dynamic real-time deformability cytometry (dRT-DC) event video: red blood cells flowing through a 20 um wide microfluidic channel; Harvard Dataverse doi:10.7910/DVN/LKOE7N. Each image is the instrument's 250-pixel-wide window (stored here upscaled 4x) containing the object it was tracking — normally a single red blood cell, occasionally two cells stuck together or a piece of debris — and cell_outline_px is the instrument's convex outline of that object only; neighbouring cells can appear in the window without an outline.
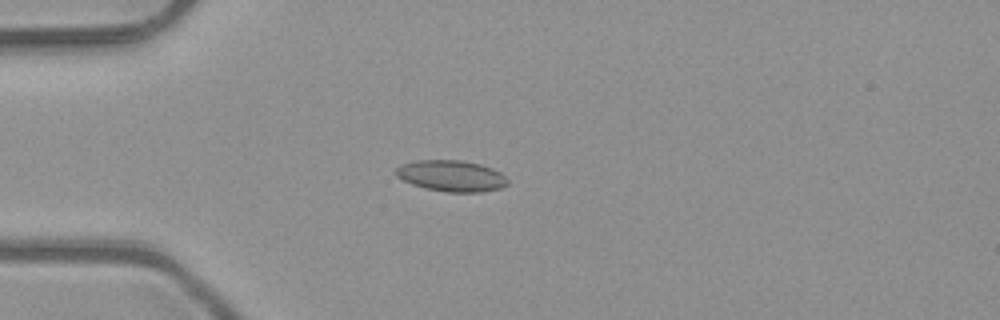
{"species": "common noctule bat (a hibernating species)", "species_latin": "Nyctalus noctula", "temperature_condition": "room temperature", "stored_images_in_passage": 4, "camera_frame_rate_fps": 3000, "um_per_image_px": 0.085, "animal": {"sex": "male", "body_mass_g": 23.1, "forearm_length_mm": 52.7}, "frame": {"image": 1, "passage_image": 4, "time_ms": 1.0, "image_size_px": [1000, 320], "cell_outline_px": [[508, 184], [500, 188], [480, 192], [448, 192], [424, 188], [412, 184], [396, 176], [392, 172], [400, 164], [416, 160], [460, 160], [480, 164], [492, 168], [500, 172], [508, 180]], "centroid_in_image_um": [38.33, 14.94], "position_along_channel_um": 46.7, "area_um2": 20.4}}